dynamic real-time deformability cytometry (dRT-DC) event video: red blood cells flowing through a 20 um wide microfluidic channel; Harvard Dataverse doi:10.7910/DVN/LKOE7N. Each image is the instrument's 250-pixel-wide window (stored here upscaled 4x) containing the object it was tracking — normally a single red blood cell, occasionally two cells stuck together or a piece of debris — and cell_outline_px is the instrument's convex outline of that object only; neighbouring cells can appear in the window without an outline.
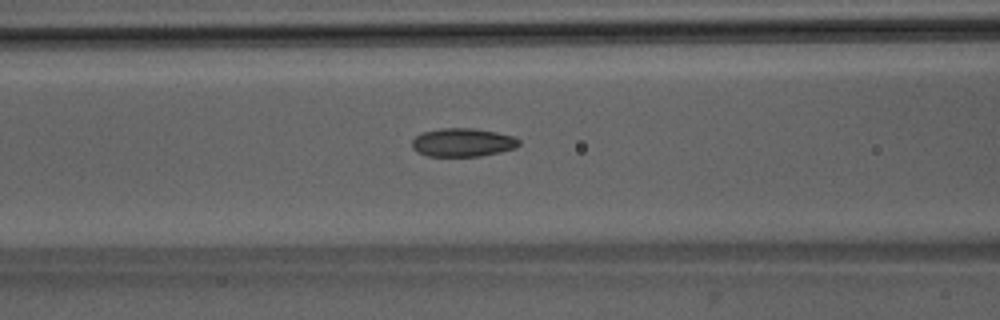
{"species": "Egyptian fruit bat (a non-hibernating species)", "species_latin": "Rousettus aegyptiacus", "temperature_condition": "room temperature", "stored_images_in_passage": 46, "camera_frame_rate_fps": 3000, "um_per_image_px": 0.085, "animal": {"sex": "male"}, "frame": {"image": 1, "passage_image": 16, "time_ms": 5.0, "image_size_px": [1000, 320], "cell_outline_px": [[520, 144], [516, 148], [500, 152], [480, 156], [428, 156], [416, 152], [412, 148], [412, 140], [420, 132], [440, 128], [472, 128], [496, 132], [512, 136], [520, 140]], "centroid_in_image_um": [39.3, 12.11], "position_along_channel_um": 127.3, "area_um2": 17.86}}
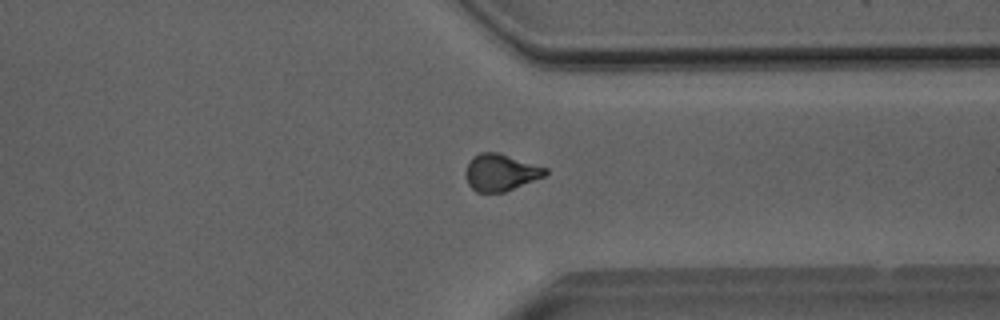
{"frame": {"image": 2, "passage_image": 34, "time_ms": 11.0, "image_size_px": [1000, 320], "cell_outline_px": [[548, 172], [544, 176], [504, 192], [476, 192], [468, 184], [464, 172], [472, 156], [480, 152], [496, 152], [548, 168]], "centroid_in_image_um": [42.53, 14.65], "position_along_channel_um": 368.9, "area_um2": 16.99}}
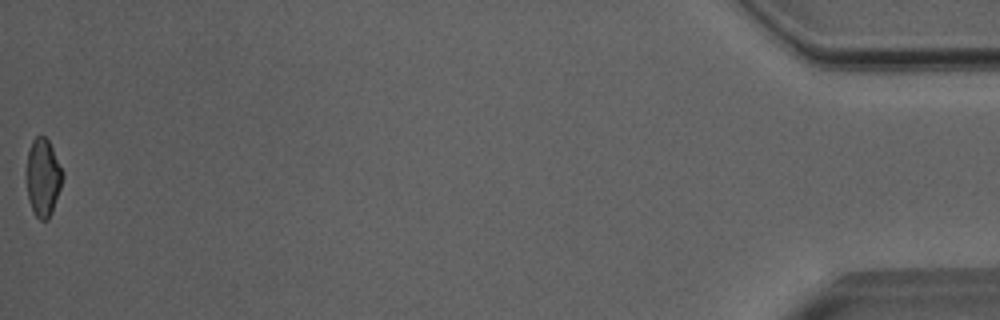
{"frame": {"image": 3, "passage_image": 46, "time_ms": 15.0, "image_size_px": [1000, 320], "cell_outline_px": [[64, 176], [52, 212], [48, 220], [40, 220], [36, 216], [28, 200], [28, 152], [32, 140], [36, 136], [44, 136], [48, 140], [64, 172]], "centroid_in_image_um": [3.68, 15.09], "position_along_channel_um": 431.5, "area_um2": 16.01}, "authors_computed_cell_mechanics": {"area_um2": 17.4845, "velocity_mm_per_s": 4.0355, "shape_relaxation_time_tau1_ms": 8.1741, "shape_relaxation_time_tau2_ms": 1.8711, "deformation_change_tau1": 0.1874, "deformation_change_tau2": 0.0748}}